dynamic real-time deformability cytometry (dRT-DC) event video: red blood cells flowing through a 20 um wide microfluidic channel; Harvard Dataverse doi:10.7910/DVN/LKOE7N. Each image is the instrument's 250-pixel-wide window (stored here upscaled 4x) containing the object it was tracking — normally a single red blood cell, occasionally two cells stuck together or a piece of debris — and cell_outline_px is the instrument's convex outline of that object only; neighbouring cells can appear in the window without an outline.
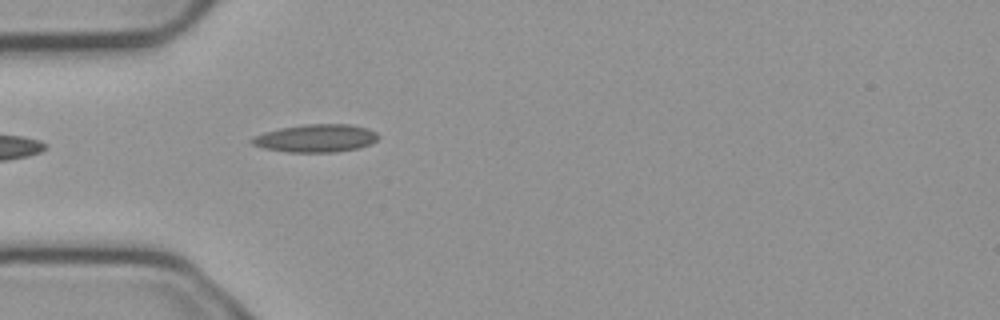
{"species": "common noctule bat (a hibernating species)", "species_latin": "Nyctalus noctula", "temperature_condition": "cold", "stored_images_in_passage": 3, "camera_frame_rate_fps": 3000, "um_per_image_px": 0.085, "animal": {"sex": "male", "body_mass_g": 23.1, "forearm_length_mm": 52.7}, "frame": {"image": 1, "passage_image": 3, "time_ms": 0.667, "image_size_px": [1000, 320], "cell_outline_px": [[380, 136], [372, 144], [360, 148], [336, 152], [288, 152], [264, 148], [252, 144], [248, 140], [252, 136], [264, 132], [280, 128], [304, 124], [348, 124], [368, 128], [376, 132]], "centroid_in_image_um": [26.85, 11.75], "position_along_channel_um": 58.1, "area_um2": 20.75}}